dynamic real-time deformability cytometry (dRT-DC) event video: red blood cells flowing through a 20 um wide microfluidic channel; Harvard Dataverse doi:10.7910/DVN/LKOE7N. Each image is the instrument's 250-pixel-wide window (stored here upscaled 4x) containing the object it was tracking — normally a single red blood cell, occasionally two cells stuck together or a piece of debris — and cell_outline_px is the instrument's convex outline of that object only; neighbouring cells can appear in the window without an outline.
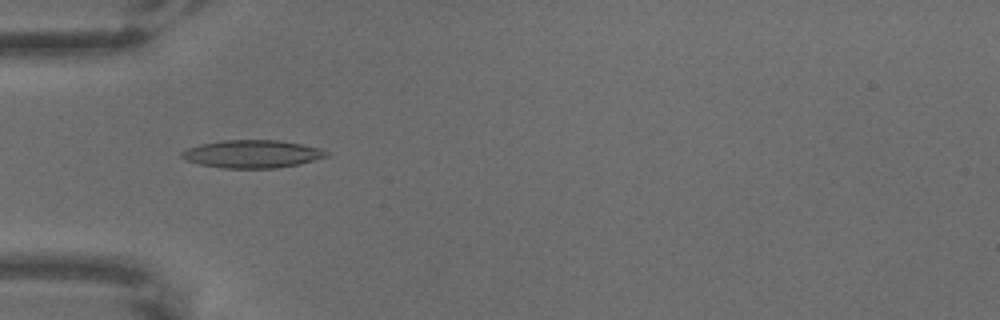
{"species": "common noctule bat (a hibernating species)", "species_latin": "Nyctalus noctula", "temperature_condition": "warm", "stored_images_in_passage": 8, "camera_frame_rate_fps": 3000, "um_per_image_px": 0.085, "animal": {"sex": "male", "body_mass_g": 18.8}, "frame": {"image": 1, "passage_image": 6, "time_ms": 1.667, "image_size_px": [1000, 320], "cell_outline_px": [[328, 156], [300, 164], [276, 168], [220, 168], [200, 164], [188, 160], [180, 156], [180, 152], [188, 148], [200, 144], [220, 140], [280, 140], [320, 148], [328, 152]], "centroid_in_image_um": [21.43, 13.08], "position_along_channel_um": 63.6, "area_um2": 23.47}}
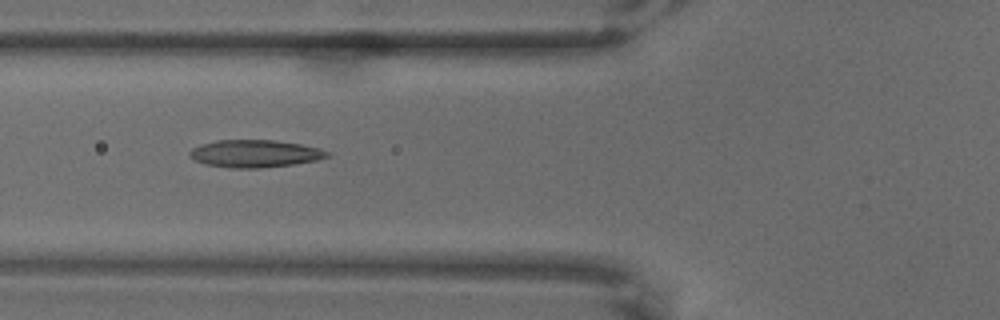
{"frame": {"image": 2, "passage_image": 7, "time_ms": 2.0, "image_size_px": [1000, 320], "cell_outline_px": [[332, 152], [328, 156], [316, 160], [292, 164], [260, 168], [232, 168], [204, 164], [188, 156], [188, 152], [192, 148], [200, 144], [216, 140], [276, 140], [300, 144], [320, 148]], "centroid_in_image_um": [21.65, 13.05], "position_along_channel_um": 104.2, "area_um2": 22.08}}
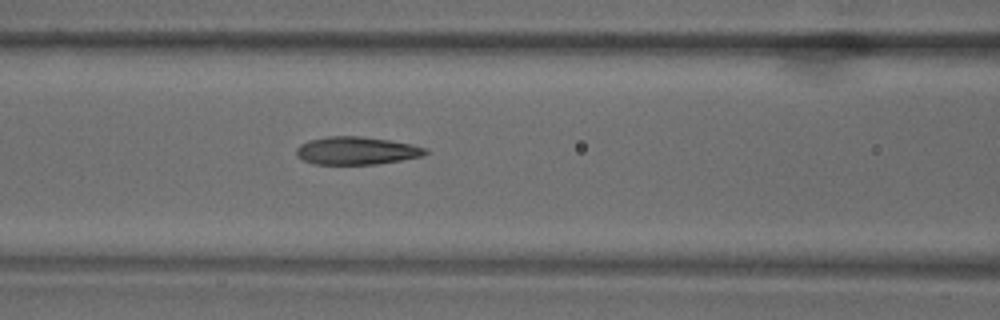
{"frame": {"image": 3, "passage_image": 8, "time_ms": 2.333, "image_size_px": [1000, 320], "cell_outline_px": [[428, 152], [420, 156], [400, 160], [376, 164], [312, 164], [296, 156], [296, 148], [300, 144], [308, 140], [328, 136], [360, 136], [388, 140], [412, 144], [428, 148]], "centroid_in_image_um": [30.27, 12.8], "position_along_channel_um": 136.3, "area_um2": 20.92}}